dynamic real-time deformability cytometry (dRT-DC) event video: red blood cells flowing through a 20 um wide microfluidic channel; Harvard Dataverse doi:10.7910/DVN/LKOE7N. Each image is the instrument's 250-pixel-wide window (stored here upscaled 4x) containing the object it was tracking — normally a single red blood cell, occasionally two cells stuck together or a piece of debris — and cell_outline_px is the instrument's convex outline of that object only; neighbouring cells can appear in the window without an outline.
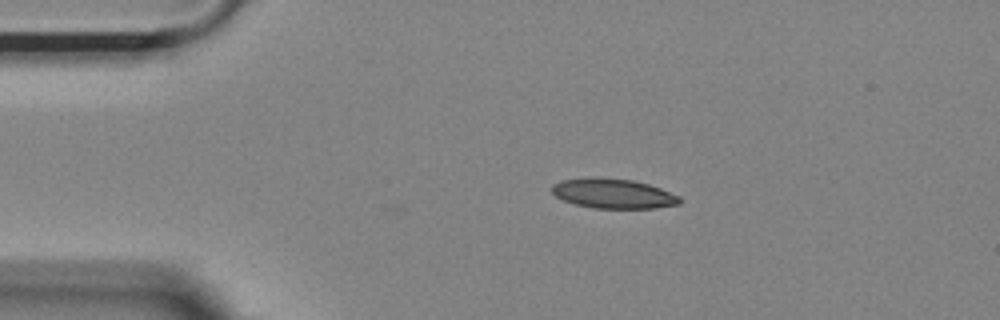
{"species": "Egyptian fruit bat (a non-hibernating species)", "species_latin": "Rousettus aegyptiacus", "temperature_condition": "room temperature", "stored_images_in_passage": 44, "camera_frame_rate_fps": 3000, "um_per_image_px": 0.085, "animal": {"sex": "female"}, "frame": {"image": 1, "passage_image": 1, "time_ms": 0.0, "image_size_px": [1000, 320], "cell_outline_px": [[680, 204], [656, 208], [592, 208], [576, 204], [564, 200], [556, 196], [552, 192], [552, 184], [560, 180], [632, 180], [648, 184], [660, 188], [680, 196]], "centroid_in_image_um": [52.18, 16.5], "position_along_channel_um": 32.8, "area_um2": 21.21}}
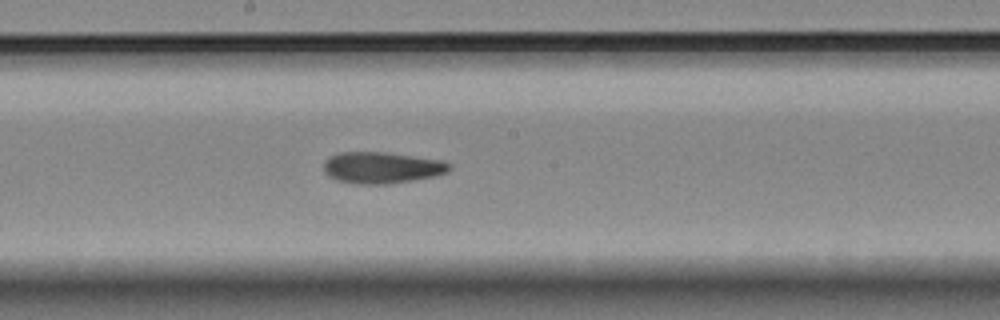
{"frame": {"image": 2, "passage_image": 19, "time_ms": 6.0, "image_size_px": [1000, 320], "cell_outline_px": [[452, 168], [448, 172], [436, 176], [388, 184], [352, 184], [336, 180], [328, 176], [324, 172], [324, 160], [328, 156], [340, 152], [388, 152], [444, 160], [452, 164]], "centroid_in_image_um": [32.46, 14.24], "position_along_channel_um": 215.7, "area_um2": 23.52}}
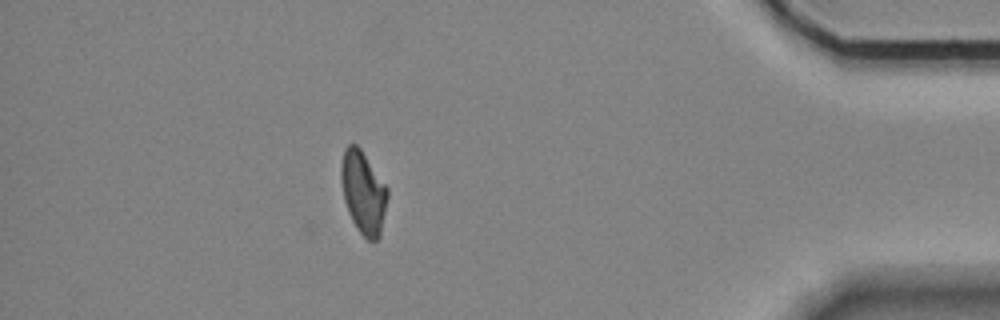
{"frame": {"image": 3, "passage_image": 38, "time_ms": 12.333, "image_size_px": [1000, 320], "cell_outline_px": [[388, 196], [380, 236], [376, 240], [368, 240], [356, 228], [348, 212], [344, 200], [340, 180], [340, 164], [344, 148], [348, 144], [356, 144], [360, 148], [388, 188]], "centroid_in_image_um": [30.86, 16.33], "position_along_channel_um": 404.3, "area_um2": 22.43}, "authors_computed_cell_mechanics": {"area_um2": 22.6287, "velocity_mm_per_s": 3.6945, "shape_relaxation_time_tau1_ms": null, "shape_relaxation_time_tau2_ms": 3.5728, "deformation_change_tau1": null, "deformation_change_tau2": 0.0917}}